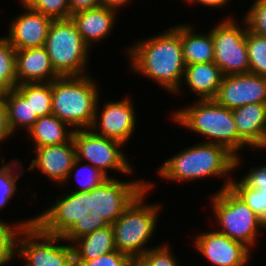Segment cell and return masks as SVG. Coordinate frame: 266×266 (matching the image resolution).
<instances>
[{
  "label": "cell",
  "instance_id": "obj_1",
  "mask_svg": "<svg viewBox=\"0 0 266 266\" xmlns=\"http://www.w3.org/2000/svg\"><path fill=\"white\" fill-rule=\"evenodd\" d=\"M126 53L131 62V71L156 81L171 94L180 93L186 68L181 44V24L131 44Z\"/></svg>",
  "mask_w": 266,
  "mask_h": 266
},
{
  "label": "cell",
  "instance_id": "obj_2",
  "mask_svg": "<svg viewBox=\"0 0 266 266\" xmlns=\"http://www.w3.org/2000/svg\"><path fill=\"white\" fill-rule=\"evenodd\" d=\"M56 198L35 224L45 233L62 236L70 244L76 239L110 224L97 212L96 188L72 191Z\"/></svg>",
  "mask_w": 266,
  "mask_h": 266
},
{
  "label": "cell",
  "instance_id": "obj_3",
  "mask_svg": "<svg viewBox=\"0 0 266 266\" xmlns=\"http://www.w3.org/2000/svg\"><path fill=\"white\" fill-rule=\"evenodd\" d=\"M193 103L188 108L177 109L171 118L177 124L209 138L206 142L224 146L235 156V170L238 169L242 160L239 152L243 151V147H251L239 136L232 110L214 99H197Z\"/></svg>",
  "mask_w": 266,
  "mask_h": 266
},
{
  "label": "cell",
  "instance_id": "obj_4",
  "mask_svg": "<svg viewBox=\"0 0 266 266\" xmlns=\"http://www.w3.org/2000/svg\"><path fill=\"white\" fill-rule=\"evenodd\" d=\"M157 171L160 177L173 182L228 176L221 188L224 189L233 179L230 174L235 172V156L224 146L201 141L166 160Z\"/></svg>",
  "mask_w": 266,
  "mask_h": 266
},
{
  "label": "cell",
  "instance_id": "obj_5",
  "mask_svg": "<svg viewBox=\"0 0 266 266\" xmlns=\"http://www.w3.org/2000/svg\"><path fill=\"white\" fill-rule=\"evenodd\" d=\"M98 86L88 75L52 81V114L74 130L90 129L99 99Z\"/></svg>",
  "mask_w": 266,
  "mask_h": 266
},
{
  "label": "cell",
  "instance_id": "obj_6",
  "mask_svg": "<svg viewBox=\"0 0 266 266\" xmlns=\"http://www.w3.org/2000/svg\"><path fill=\"white\" fill-rule=\"evenodd\" d=\"M152 183L147 182V187L134 198L112 224L116 250L130 258H140L151 249L145 245L157 229V220L162 206L158 203H144L145 197L149 195L148 192L152 190L154 185Z\"/></svg>",
  "mask_w": 266,
  "mask_h": 266
},
{
  "label": "cell",
  "instance_id": "obj_7",
  "mask_svg": "<svg viewBox=\"0 0 266 266\" xmlns=\"http://www.w3.org/2000/svg\"><path fill=\"white\" fill-rule=\"evenodd\" d=\"M44 46L60 77L87 75V60L91 49L71 18L52 21Z\"/></svg>",
  "mask_w": 266,
  "mask_h": 266
},
{
  "label": "cell",
  "instance_id": "obj_8",
  "mask_svg": "<svg viewBox=\"0 0 266 266\" xmlns=\"http://www.w3.org/2000/svg\"><path fill=\"white\" fill-rule=\"evenodd\" d=\"M211 196L210 205L220 228L217 231L251 250L262 230L260 218L230 187L220 189Z\"/></svg>",
  "mask_w": 266,
  "mask_h": 266
},
{
  "label": "cell",
  "instance_id": "obj_9",
  "mask_svg": "<svg viewBox=\"0 0 266 266\" xmlns=\"http://www.w3.org/2000/svg\"><path fill=\"white\" fill-rule=\"evenodd\" d=\"M59 241L65 240L43 232L33 223L16 232L14 256H21L25 266H76L72 245H60Z\"/></svg>",
  "mask_w": 266,
  "mask_h": 266
},
{
  "label": "cell",
  "instance_id": "obj_10",
  "mask_svg": "<svg viewBox=\"0 0 266 266\" xmlns=\"http://www.w3.org/2000/svg\"><path fill=\"white\" fill-rule=\"evenodd\" d=\"M234 19L227 16L210 30L214 42V62L224 76L249 72L247 23L243 18L242 24H236L239 22Z\"/></svg>",
  "mask_w": 266,
  "mask_h": 266
},
{
  "label": "cell",
  "instance_id": "obj_11",
  "mask_svg": "<svg viewBox=\"0 0 266 266\" xmlns=\"http://www.w3.org/2000/svg\"><path fill=\"white\" fill-rule=\"evenodd\" d=\"M76 156L80 161L98 168L107 177V170L132 174L133 166L121 151V142L94 133L91 129H78L73 133Z\"/></svg>",
  "mask_w": 266,
  "mask_h": 266
},
{
  "label": "cell",
  "instance_id": "obj_12",
  "mask_svg": "<svg viewBox=\"0 0 266 266\" xmlns=\"http://www.w3.org/2000/svg\"><path fill=\"white\" fill-rule=\"evenodd\" d=\"M99 99L96 105L95 117L90 129L101 136L111 138L126 144L137 126L136 113L131 98L125 96L119 101H107L104 103L102 111ZM101 114V115H100Z\"/></svg>",
  "mask_w": 266,
  "mask_h": 266
},
{
  "label": "cell",
  "instance_id": "obj_13",
  "mask_svg": "<svg viewBox=\"0 0 266 266\" xmlns=\"http://www.w3.org/2000/svg\"><path fill=\"white\" fill-rule=\"evenodd\" d=\"M214 100L231 110L251 103L266 104V76L250 72L226 75Z\"/></svg>",
  "mask_w": 266,
  "mask_h": 266
},
{
  "label": "cell",
  "instance_id": "obj_14",
  "mask_svg": "<svg viewBox=\"0 0 266 266\" xmlns=\"http://www.w3.org/2000/svg\"><path fill=\"white\" fill-rule=\"evenodd\" d=\"M143 180L120 181L111 176L99 184L96 187L99 215L112 225L134 198L147 187V182Z\"/></svg>",
  "mask_w": 266,
  "mask_h": 266
},
{
  "label": "cell",
  "instance_id": "obj_15",
  "mask_svg": "<svg viewBox=\"0 0 266 266\" xmlns=\"http://www.w3.org/2000/svg\"><path fill=\"white\" fill-rule=\"evenodd\" d=\"M197 251L215 266H246L251 250L244 244L230 239L216 229L195 236Z\"/></svg>",
  "mask_w": 266,
  "mask_h": 266
},
{
  "label": "cell",
  "instance_id": "obj_16",
  "mask_svg": "<svg viewBox=\"0 0 266 266\" xmlns=\"http://www.w3.org/2000/svg\"><path fill=\"white\" fill-rule=\"evenodd\" d=\"M19 2L26 12L12 19L6 38L15 50L44 46L53 20Z\"/></svg>",
  "mask_w": 266,
  "mask_h": 266
},
{
  "label": "cell",
  "instance_id": "obj_17",
  "mask_svg": "<svg viewBox=\"0 0 266 266\" xmlns=\"http://www.w3.org/2000/svg\"><path fill=\"white\" fill-rule=\"evenodd\" d=\"M33 152L36 157L26 169L31 171L38 168L49 180L62 186L77 159L73 139L60 145L37 147Z\"/></svg>",
  "mask_w": 266,
  "mask_h": 266
},
{
  "label": "cell",
  "instance_id": "obj_18",
  "mask_svg": "<svg viewBox=\"0 0 266 266\" xmlns=\"http://www.w3.org/2000/svg\"><path fill=\"white\" fill-rule=\"evenodd\" d=\"M15 65L18 84L51 82L60 77L45 46L16 50Z\"/></svg>",
  "mask_w": 266,
  "mask_h": 266
},
{
  "label": "cell",
  "instance_id": "obj_19",
  "mask_svg": "<svg viewBox=\"0 0 266 266\" xmlns=\"http://www.w3.org/2000/svg\"><path fill=\"white\" fill-rule=\"evenodd\" d=\"M239 136L251 150L266 149V104L251 103L232 110Z\"/></svg>",
  "mask_w": 266,
  "mask_h": 266
},
{
  "label": "cell",
  "instance_id": "obj_20",
  "mask_svg": "<svg viewBox=\"0 0 266 266\" xmlns=\"http://www.w3.org/2000/svg\"><path fill=\"white\" fill-rule=\"evenodd\" d=\"M116 13V10L99 6L74 13L71 15V20L84 42L91 48L92 44L104 40L112 32L114 24L117 23Z\"/></svg>",
  "mask_w": 266,
  "mask_h": 266
},
{
  "label": "cell",
  "instance_id": "obj_21",
  "mask_svg": "<svg viewBox=\"0 0 266 266\" xmlns=\"http://www.w3.org/2000/svg\"><path fill=\"white\" fill-rule=\"evenodd\" d=\"M224 75L215 62L186 65L184 83L199 100L214 99Z\"/></svg>",
  "mask_w": 266,
  "mask_h": 266
},
{
  "label": "cell",
  "instance_id": "obj_22",
  "mask_svg": "<svg viewBox=\"0 0 266 266\" xmlns=\"http://www.w3.org/2000/svg\"><path fill=\"white\" fill-rule=\"evenodd\" d=\"M70 127V129H69ZM68 128V129H67ZM74 129L53 114L40 116L27 131L34 147L60 145L73 139Z\"/></svg>",
  "mask_w": 266,
  "mask_h": 266
},
{
  "label": "cell",
  "instance_id": "obj_23",
  "mask_svg": "<svg viewBox=\"0 0 266 266\" xmlns=\"http://www.w3.org/2000/svg\"><path fill=\"white\" fill-rule=\"evenodd\" d=\"M194 25L181 24V44L186 65L214 62L212 34L195 33Z\"/></svg>",
  "mask_w": 266,
  "mask_h": 266
},
{
  "label": "cell",
  "instance_id": "obj_24",
  "mask_svg": "<svg viewBox=\"0 0 266 266\" xmlns=\"http://www.w3.org/2000/svg\"><path fill=\"white\" fill-rule=\"evenodd\" d=\"M75 261H91L116 250L112 225L97 229L71 243Z\"/></svg>",
  "mask_w": 266,
  "mask_h": 266
},
{
  "label": "cell",
  "instance_id": "obj_25",
  "mask_svg": "<svg viewBox=\"0 0 266 266\" xmlns=\"http://www.w3.org/2000/svg\"><path fill=\"white\" fill-rule=\"evenodd\" d=\"M4 100L11 133L15 135V132L21 127L27 132L39 118L37 113H33L30 102L16 88L5 92Z\"/></svg>",
  "mask_w": 266,
  "mask_h": 266
},
{
  "label": "cell",
  "instance_id": "obj_26",
  "mask_svg": "<svg viewBox=\"0 0 266 266\" xmlns=\"http://www.w3.org/2000/svg\"><path fill=\"white\" fill-rule=\"evenodd\" d=\"M16 89L30 102L33 113L52 114V81L17 84Z\"/></svg>",
  "mask_w": 266,
  "mask_h": 266
},
{
  "label": "cell",
  "instance_id": "obj_27",
  "mask_svg": "<svg viewBox=\"0 0 266 266\" xmlns=\"http://www.w3.org/2000/svg\"><path fill=\"white\" fill-rule=\"evenodd\" d=\"M16 50L6 37L0 38V93L16 88Z\"/></svg>",
  "mask_w": 266,
  "mask_h": 266
},
{
  "label": "cell",
  "instance_id": "obj_28",
  "mask_svg": "<svg viewBox=\"0 0 266 266\" xmlns=\"http://www.w3.org/2000/svg\"><path fill=\"white\" fill-rule=\"evenodd\" d=\"M246 45L249 58V72L266 76V37L259 35L247 26Z\"/></svg>",
  "mask_w": 266,
  "mask_h": 266
},
{
  "label": "cell",
  "instance_id": "obj_29",
  "mask_svg": "<svg viewBox=\"0 0 266 266\" xmlns=\"http://www.w3.org/2000/svg\"><path fill=\"white\" fill-rule=\"evenodd\" d=\"M6 221L0 220V264H7L15 258V236L18 229H24L30 227L35 218H29L25 221L15 222V224H9Z\"/></svg>",
  "mask_w": 266,
  "mask_h": 266
},
{
  "label": "cell",
  "instance_id": "obj_30",
  "mask_svg": "<svg viewBox=\"0 0 266 266\" xmlns=\"http://www.w3.org/2000/svg\"><path fill=\"white\" fill-rule=\"evenodd\" d=\"M82 161L76 159L73 167L71 168L68 177L66 179V181L64 182L65 184L67 183V181L69 182V178L72 176V173L75 175L74 178L76 180V182L79 184V188H76V190L74 191H90L94 188H96L99 184H101L103 181H105L108 177L101 172L98 168H95L94 166L90 165V164H84L82 165ZM86 173L85 174H81L84 173L85 170ZM75 171V172H74ZM84 171V172H83ZM82 175V177H81Z\"/></svg>",
  "mask_w": 266,
  "mask_h": 266
},
{
  "label": "cell",
  "instance_id": "obj_31",
  "mask_svg": "<svg viewBox=\"0 0 266 266\" xmlns=\"http://www.w3.org/2000/svg\"><path fill=\"white\" fill-rule=\"evenodd\" d=\"M229 187L261 218L266 210V187L248 188L236 179L231 180Z\"/></svg>",
  "mask_w": 266,
  "mask_h": 266
},
{
  "label": "cell",
  "instance_id": "obj_32",
  "mask_svg": "<svg viewBox=\"0 0 266 266\" xmlns=\"http://www.w3.org/2000/svg\"><path fill=\"white\" fill-rule=\"evenodd\" d=\"M29 9L52 20L70 19L69 0H20Z\"/></svg>",
  "mask_w": 266,
  "mask_h": 266
},
{
  "label": "cell",
  "instance_id": "obj_33",
  "mask_svg": "<svg viewBox=\"0 0 266 266\" xmlns=\"http://www.w3.org/2000/svg\"><path fill=\"white\" fill-rule=\"evenodd\" d=\"M20 164H22V162L17 158L9 160L7 164L3 159L0 166V192H16V190H18L16 189V183L26 170L23 168V164L21 167Z\"/></svg>",
  "mask_w": 266,
  "mask_h": 266
},
{
  "label": "cell",
  "instance_id": "obj_34",
  "mask_svg": "<svg viewBox=\"0 0 266 266\" xmlns=\"http://www.w3.org/2000/svg\"><path fill=\"white\" fill-rule=\"evenodd\" d=\"M242 18L250 30L266 37V0H255Z\"/></svg>",
  "mask_w": 266,
  "mask_h": 266
},
{
  "label": "cell",
  "instance_id": "obj_35",
  "mask_svg": "<svg viewBox=\"0 0 266 266\" xmlns=\"http://www.w3.org/2000/svg\"><path fill=\"white\" fill-rule=\"evenodd\" d=\"M148 266H180L167 244L151 247L140 257Z\"/></svg>",
  "mask_w": 266,
  "mask_h": 266
},
{
  "label": "cell",
  "instance_id": "obj_36",
  "mask_svg": "<svg viewBox=\"0 0 266 266\" xmlns=\"http://www.w3.org/2000/svg\"><path fill=\"white\" fill-rule=\"evenodd\" d=\"M131 258L114 250L91 261H75L76 266H129Z\"/></svg>",
  "mask_w": 266,
  "mask_h": 266
},
{
  "label": "cell",
  "instance_id": "obj_37",
  "mask_svg": "<svg viewBox=\"0 0 266 266\" xmlns=\"http://www.w3.org/2000/svg\"><path fill=\"white\" fill-rule=\"evenodd\" d=\"M239 180L248 188L258 189L266 187V165L252 167Z\"/></svg>",
  "mask_w": 266,
  "mask_h": 266
},
{
  "label": "cell",
  "instance_id": "obj_38",
  "mask_svg": "<svg viewBox=\"0 0 266 266\" xmlns=\"http://www.w3.org/2000/svg\"><path fill=\"white\" fill-rule=\"evenodd\" d=\"M12 135L7 122V108L4 93H0V144Z\"/></svg>",
  "mask_w": 266,
  "mask_h": 266
},
{
  "label": "cell",
  "instance_id": "obj_39",
  "mask_svg": "<svg viewBox=\"0 0 266 266\" xmlns=\"http://www.w3.org/2000/svg\"><path fill=\"white\" fill-rule=\"evenodd\" d=\"M99 6H101V0H69L70 18L74 13Z\"/></svg>",
  "mask_w": 266,
  "mask_h": 266
},
{
  "label": "cell",
  "instance_id": "obj_40",
  "mask_svg": "<svg viewBox=\"0 0 266 266\" xmlns=\"http://www.w3.org/2000/svg\"><path fill=\"white\" fill-rule=\"evenodd\" d=\"M230 0H190L188 4L193 3V4H201V6H206V7H213V8H219L223 6H228ZM228 4V5H227Z\"/></svg>",
  "mask_w": 266,
  "mask_h": 266
},
{
  "label": "cell",
  "instance_id": "obj_41",
  "mask_svg": "<svg viewBox=\"0 0 266 266\" xmlns=\"http://www.w3.org/2000/svg\"><path fill=\"white\" fill-rule=\"evenodd\" d=\"M132 0H101V6L112 9V10H118L121 7H124L126 4L131 2Z\"/></svg>",
  "mask_w": 266,
  "mask_h": 266
},
{
  "label": "cell",
  "instance_id": "obj_42",
  "mask_svg": "<svg viewBox=\"0 0 266 266\" xmlns=\"http://www.w3.org/2000/svg\"><path fill=\"white\" fill-rule=\"evenodd\" d=\"M13 196H16L15 192H0V210L10 203Z\"/></svg>",
  "mask_w": 266,
  "mask_h": 266
},
{
  "label": "cell",
  "instance_id": "obj_43",
  "mask_svg": "<svg viewBox=\"0 0 266 266\" xmlns=\"http://www.w3.org/2000/svg\"><path fill=\"white\" fill-rule=\"evenodd\" d=\"M129 266H148L141 258H131Z\"/></svg>",
  "mask_w": 266,
  "mask_h": 266
},
{
  "label": "cell",
  "instance_id": "obj_44",
  "mask_svg": "<svg viewBox=\"0 0 266 266\" xmlns=\"http://www.w3.org/2000/svg\"><path fill=\"white\" fill-rule=\"evenodd\" d=\"M260 223H261L262 229L265 230V228H266V210L260 218Z\"/></svg>",
  "mask_w": 266,
  "mask_h": 266
}]
</instances>
